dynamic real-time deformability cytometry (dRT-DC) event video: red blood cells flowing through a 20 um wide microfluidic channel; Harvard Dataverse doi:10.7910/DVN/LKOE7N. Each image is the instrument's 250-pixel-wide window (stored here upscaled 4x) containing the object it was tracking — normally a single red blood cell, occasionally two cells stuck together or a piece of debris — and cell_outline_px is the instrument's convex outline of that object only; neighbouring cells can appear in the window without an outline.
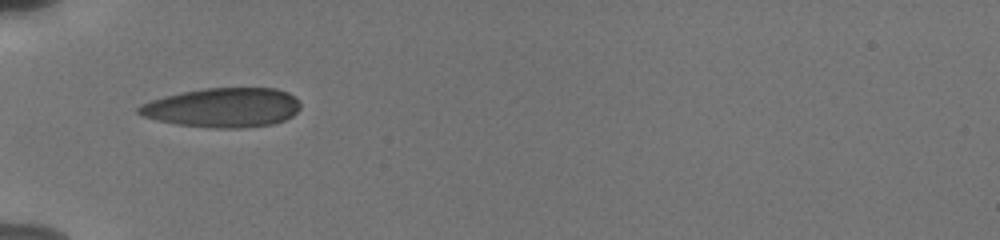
{"species": "human", "species_latin": "Homo sapiens", "temperature_condition": "cold", "stored_images_in_passage": 4, "camera_frame_rate_fps": 3000, "um_per_image_px": 0.085, "donor": {"sex": "male"}, "frame": {"image": 1, "passage_image": 1, "time_ms": 0.0, "image_size_px": [1000, 240], "cell_outline_px": [[300, 108], [292, 116], [284, 120], [272, 124], [244, 128], [208, 128], [176, 124], [156, 120], [144, 116], [136, 112], [136, 108], [140, 104], [164, 96], [204, 88], [276, 88], [288, 92], [300, 100]], "centroid_in_image_um": [18.95, 9.15], "position_along_channel_um": 66.1, "area_um2": 37.34}}
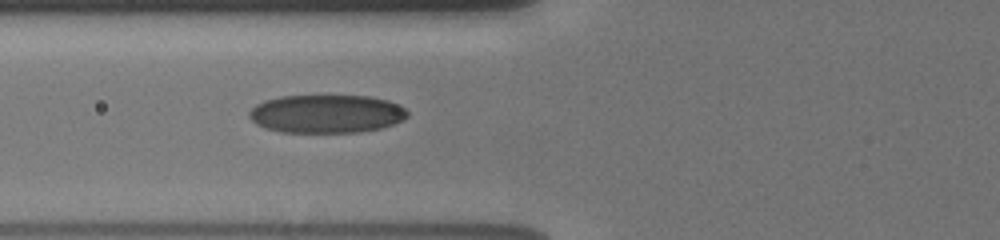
{"frame": {"image": 2, "passage_image": 4, "time_ms": 1.0, "image_size_px": [1000, 240], "cell_outline_px": [[408, 116], [404, 120], [380, 128], [360, 132], [280, 132], [264, 128], [256, 124], [248, 116], [248, 112], [256, 104], [264, 100], [280, 96], [368, 96], [388, 100], [404, 108], [408, 112]], "centroid_in_image_um": [27.72, 9.67], "position_along_channel_um": 98.1, "area_um2": 35.37}}